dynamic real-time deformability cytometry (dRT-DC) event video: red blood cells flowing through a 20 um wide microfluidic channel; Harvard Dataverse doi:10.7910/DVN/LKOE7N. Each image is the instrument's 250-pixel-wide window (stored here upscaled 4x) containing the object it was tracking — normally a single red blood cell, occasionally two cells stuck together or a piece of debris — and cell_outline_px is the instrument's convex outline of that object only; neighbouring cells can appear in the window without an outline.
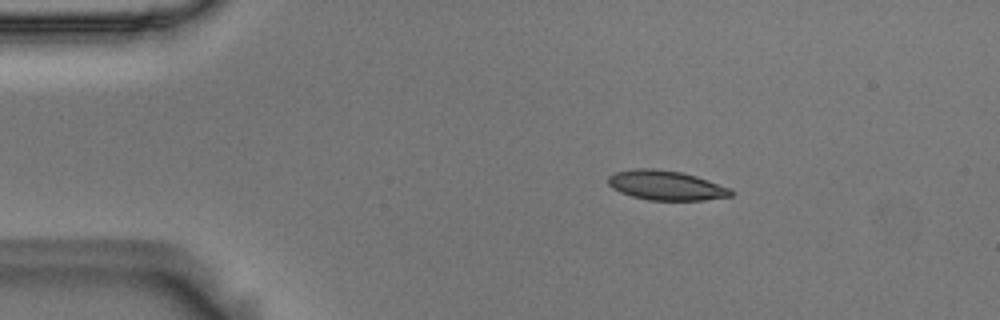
{"species": "Egyptian fruit bat (a non-hibernating species)", "species_latin": "Rousettus aegyptiacus", "temperature_condition": "room temperature", "stored_images_in_passage": 47, "camera_frame_rate_fps": 3000, "um_per_image_px": 0.085, "animal": {"sex": "male"}, "frame": {"image": 1, "passage_image": 1, "time_ms": 0.0, "image_size_px": [1000, 320], "cell_outline_px": [[732, 196], [704, 200], [648, 200], [632, 196], [620, 192], [612, 188], [608, 184], [608, 176], [616, 172], [636, 168], [652, 168], [684, 172], [732, 188]], "centroid_in_image_um": [56.62, 15.75], "position_along_channel_um": 28.4, "area_um2": 21.27}}
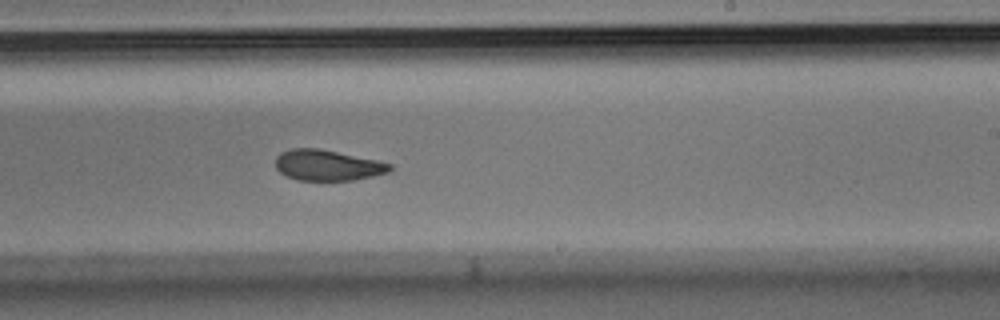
{"frame": {"image": 2, "passage_image": 25, "time_ms": 8.0, "image_size_px": [1000, 320], "cell_outline_px": [[392, 168], [388, 172], [372, 176], [352, 180], [300, 180], [288, 176], [280, 172], [276, 168], [276, 156], [280, 152], [292, 148], [316, 148], [380, 160], [392, 164]], "centroid_in_image_um": [27.85, 14.03], "position_along_channel_um": 261.2, "area_um2": 20.4}}
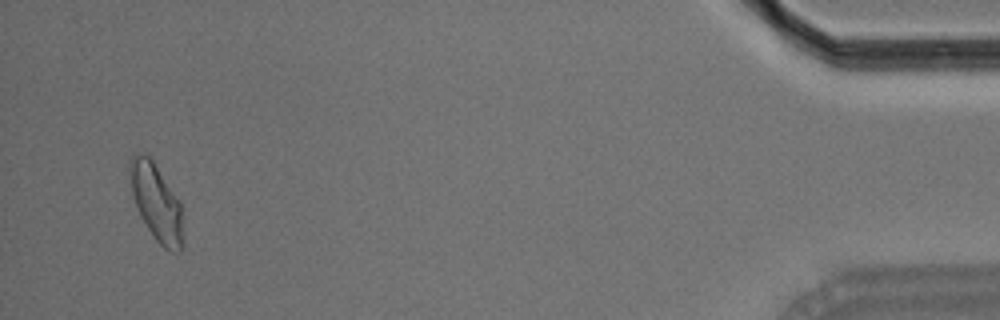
{"frame": {"image": 3, "passage_image": 45, "time_ms": 14.667, "image_size_px": [1000, 320], "cell_outline_px": [[184, 248], [180, 252], [172, 252], [164, 248], [152, 236], [140, 216], [136, 208], [132, 196], [128, 168], [128, 160], [132, 156], [140, 152], [148, 156], [152, 160], [180, 200], [184, 244]], "centroid_in_image_um": [13.29, 17.23], "position_along_channel_um": 421.9, "area_um2": 24.28}, "authors_computed_cell_mechanics": {"area_um2": 21.7328, "velocity_mm_per_s": 3.6048, "shape_relaxation_time_tau1_ms": 7.3189, "shape_relaxation_time_tau2_ms": 2.1244, "deformation_change_tau1": 0.1609, "deformation_change_tau2": 0.072}}